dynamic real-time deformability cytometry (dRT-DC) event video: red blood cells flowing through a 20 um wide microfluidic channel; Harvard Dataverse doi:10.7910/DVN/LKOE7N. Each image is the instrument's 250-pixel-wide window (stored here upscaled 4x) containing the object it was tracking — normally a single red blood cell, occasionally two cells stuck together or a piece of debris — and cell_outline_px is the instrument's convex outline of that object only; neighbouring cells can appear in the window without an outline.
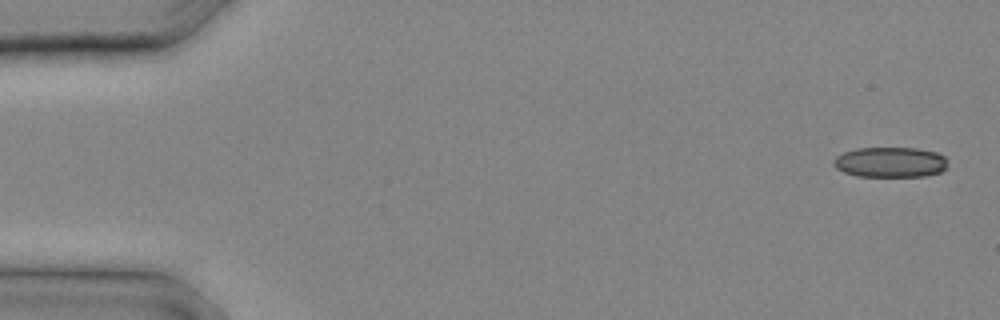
{"species": "common noctule bat (a hibernating species)", "species_latin": "Nyctalus noctula", "temperature_condition": "cold", "stored_images_in_passage": 14, "camera_frame_rate_fps": 3000, "um_per_image_px": 0.085, "animal": {"sex": "male", "body_mass_g": 20.4}, "frame": {"image": 1, "passage_image": 1, "time_ms": 0.0, "image_size_px": [1000, 320], "cell_outline_px": [[948, 168], [940, 172], [924, 176], [856, 176], [844, 172], [836, 168], [832, 164], [832, 160], [836, 156], [844, 152], [856, 148], [916, 148], [936, 152], [944, 156], [948, 160]], "centroid_in_image_um": [75.68, 13.78], "position_along_channel_um": 9.3, "area_um2": 20.35}}
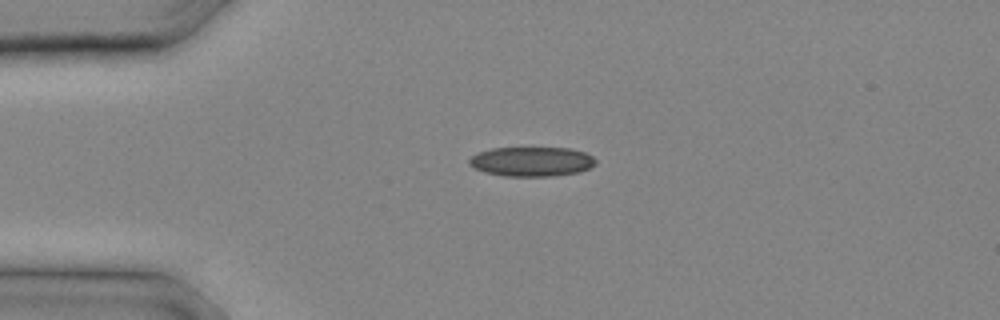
{"frame": {"image": 2, "passage_image": 6, "time_ms": 1.667, "image_size_px": [1000, 320], "cell_outline_px": [[596, 164], [580, 172], [556, 176], [504, 176], [484, 172], [468, 164], [468, 160], [472, 156], [480, 152], [492, 148], [568, 148], [584, 152], [592, 156], [596, 160]], "centroid_in_image_um": [45.2, 13.74], "position_along_channel_um": 39.8, "area_um2": 21.73}}
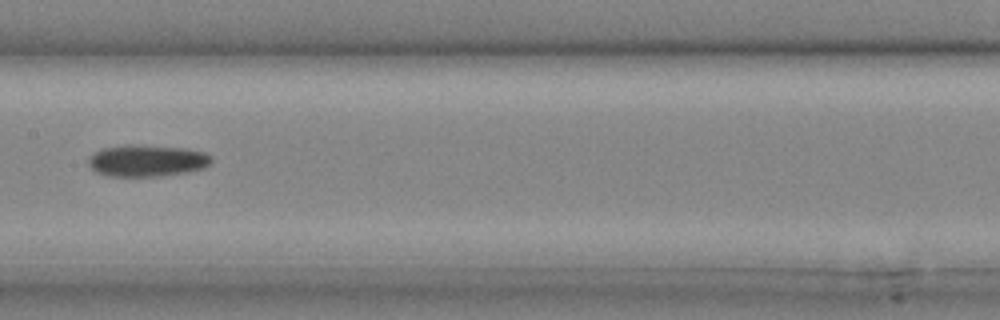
{"frame": {"image": 3, "passage_image": 13, "time_ms": 4.0, "image_size_px": [1000, 320], "cell_outline_px": [[212, 160], [204, 168], [188, 172], [160, 176], [108, 176], [96, 172], [88, 164], [88, 160], [96, 152], [104, 148], [136, 144], [184, 148], [204, 152], [212, 156]], "centroid_in_image_um": [12.53, 13.66], "position_along_channel_um": 194.9, "area_um2": 22.6}}